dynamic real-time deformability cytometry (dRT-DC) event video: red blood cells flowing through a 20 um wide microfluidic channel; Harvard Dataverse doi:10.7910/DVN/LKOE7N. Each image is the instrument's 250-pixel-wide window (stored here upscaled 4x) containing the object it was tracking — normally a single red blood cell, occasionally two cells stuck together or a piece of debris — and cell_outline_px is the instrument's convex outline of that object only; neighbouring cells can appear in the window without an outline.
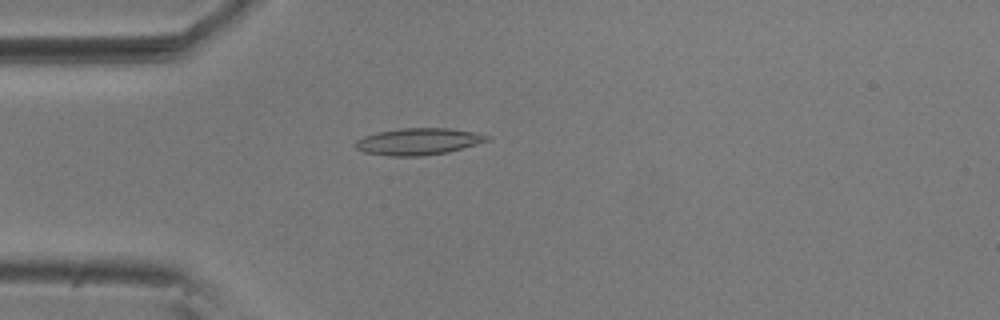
{"species": "common noctule bat (a hibernating species)", "species_latin": "Nyctalus noctula", "temperature_condition": "room temperature", "stored_images_in_passage": 54, "camera_frame_rate_fps": 3000, "um_per_image_px": 0.085, "animal": {"sex": "male", "body_mass_g": 20.5, "forearm_length_mm": 52.5}, "frame": {"image": 1, "passage_image": 14, "time_ms": 4.333, "image_size_px": [1000, 320], "cell_outline_px": [[492, 140], [448, 152], [420, 156], [388, 156], [364, 152], [356, 148], [352, 144], [356, 140], [364, 136], [376, 132], [400, 128], [452, 128], [476, 132], [492, 136]], "centroid_in_image_um": [35.58, 12.02], "position_along_channel_um": 49.4, "area_um2": 20.87}}
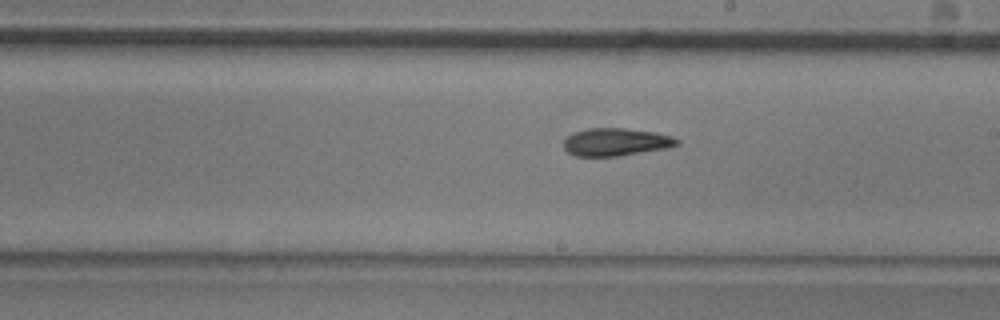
{"frame": {"image": 2, "passage_image": 30, "time_ms": 9.667, "image_size_px": [1000, 320], "cell_outline_px": [[680, 144], [668, 148], [620, 156], [576, 156], [568, 152], [564, 148], [564, 140], [572, 132], [588, 128], [624, 128], [656, 132], [672, 136], [680, 140]], "centroid_in_image_um": [52.38, 12.07], "position_along_channel_um": 236.6, "area_um2": 18.5}}
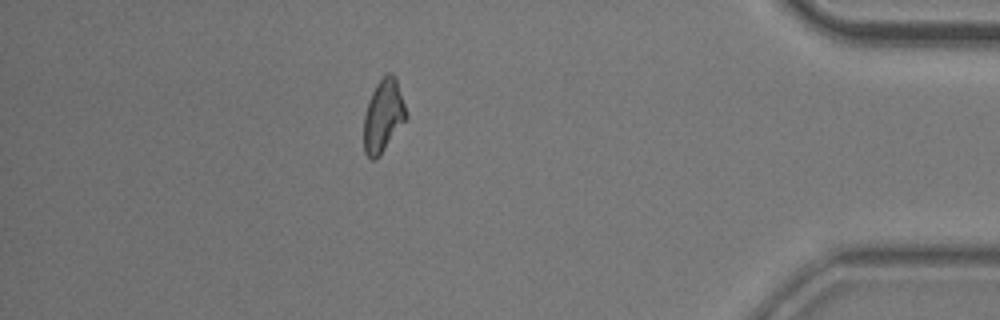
{"frame": {"image": 3, "passage_image": 47, "time_ms": 15.333, "image_size_px": [1000, 320], "cell_outline_px": [[408, 116], [380, 156], [376, 160], [372, 160], [364, 152], [364, 116], [368, 100], [376, 84], [388, 72], [392, 72], [396, 76]], "centroid_in_image_um": [32.58, 9.84], "position_along_channel_um": 402.6, "area_um2": 17.98}, "authors_computed_cell_mechanics": {"area_um2": 18.4382, "velocity_mm_per_s": 3.6881, "shape_relaxation_time_tau1_ms": 5.757, "shape_relaxation_time_tau2_ms": 2.7145, "deformation_change_tau1": 0.1568, "deformation_change_tau2": 0.0866}}